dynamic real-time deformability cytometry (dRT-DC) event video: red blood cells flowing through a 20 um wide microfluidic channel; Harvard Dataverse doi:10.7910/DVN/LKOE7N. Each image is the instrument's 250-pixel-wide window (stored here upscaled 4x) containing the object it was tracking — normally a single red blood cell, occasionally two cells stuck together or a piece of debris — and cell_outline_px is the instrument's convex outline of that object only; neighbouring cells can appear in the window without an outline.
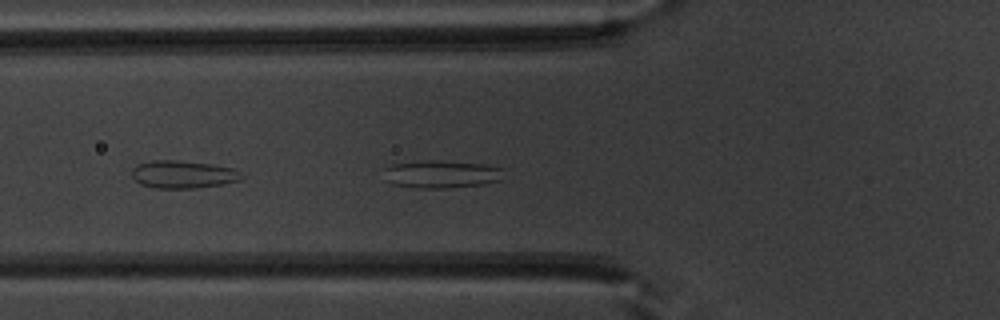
{"species": "common noctule bat (a hibernating species)", "species_latin": "Nyctalus noctula", "temperature_condition": "warm", "stored_images_in_passage": 13, "camera_frame_rate_fps": 3000, "um_per_image_px": 0.085, "animal": {"sex": "male", "body_mass_g": 20.1, "forearm_length_mm": 53.5}, "frame": {"image": 1, "passage_image": 6, "time_ms": 1.667, "image_size_px": [1000, 320], "cell_outline_px": [[504, 180], [484, 184], [448, 188], [416, 188], [392, 184], [384, 180], [380, 168], [392, 164], [428, 160], [436, 160], [484, 164], [504, 168]], "centroid_in_image_um": [37.49, 14.81], "position_along_channel_um": 88.3, "area_um2": 20.0}}